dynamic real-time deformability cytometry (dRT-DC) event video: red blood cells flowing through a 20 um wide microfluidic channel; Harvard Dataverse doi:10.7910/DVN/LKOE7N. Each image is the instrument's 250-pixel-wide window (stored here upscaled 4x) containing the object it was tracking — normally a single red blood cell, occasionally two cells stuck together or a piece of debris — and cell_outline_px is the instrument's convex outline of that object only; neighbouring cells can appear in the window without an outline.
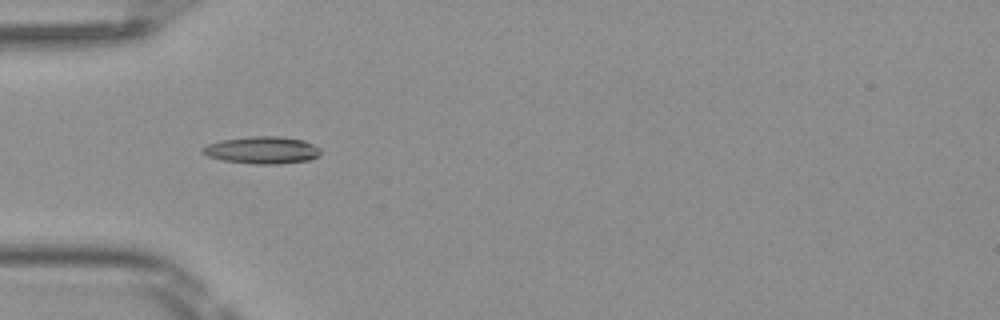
{"species": "Egyptian fruit bat (a non-hibernating species)", "species_latin": "Rousettus aegyptiacus", "temperature_condition": "room temperature", "stored_images_in_passage": 35, "camera_frame_rate_fps": 3000, "um_per_image_px": 0.085, "frame": {"image": 1, "passage_image": 1, "time_ms": 0.0, "image_size_px": [1000, 320], "cell_outline_px": [[320, 156], [308, 160], [276, 164], [252, 164], [224, 160], [208, 156], [200, 152], [200, 148], [208, 144], [220, 140], [252, 136], [280, 136], [304, 140], [320, 148]], "centroid_in_image_um": [22.27, 12.75], "position_along_channel_um": 62.7, "area_um2": 18.79}}
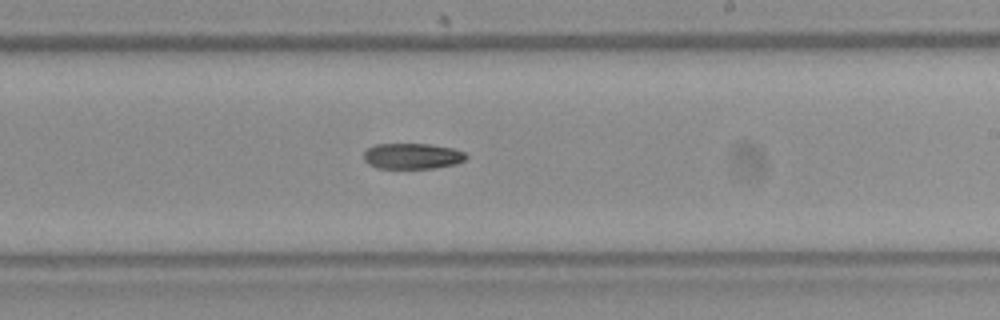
{"frame": {"image": 2, "passage_image": 15, "time_ms": 4.667, "image_size_px": [1000, 320], "cell_outline_px": [[468, 156], [464, 160], [456, 164], [432, 168], [376, 168], [368, 164], [364, 160], [364, 152], [368, 148], [376, 144], [428, 144], [452, 148], [464, 152]], "centroid_in_image_um": [35.03, 13.27], "position_along_channel_um": 254.0, "area_um2": 15.32}}
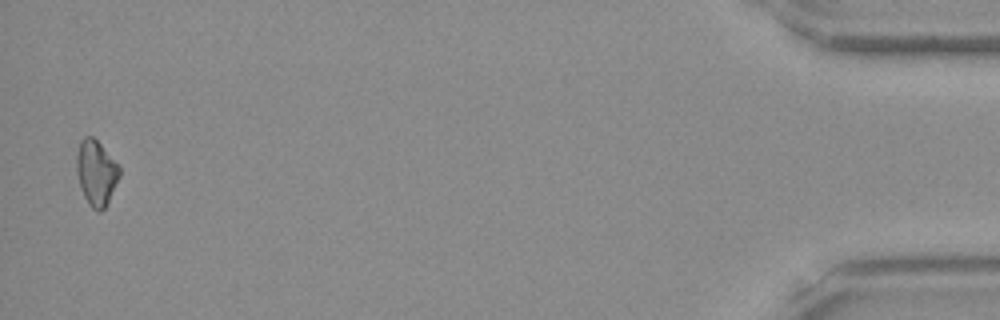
{"frame": {"image": 3, "passage_image": 34, "time_ms": 11.0, "image_size_px": [1000, 320], "cell_outline_px": [[120, 176], [104, 208], [100, 212], [92, 208], [88, 204], [80, 188], [76, 172], [76, 156], [80, 140], [84, 136], [92, 136], [120, 164]], "centroid_in_image_um": [8.17, 14.66], "position_along_channel_um": 427.0, "area_um2": 16.42}}